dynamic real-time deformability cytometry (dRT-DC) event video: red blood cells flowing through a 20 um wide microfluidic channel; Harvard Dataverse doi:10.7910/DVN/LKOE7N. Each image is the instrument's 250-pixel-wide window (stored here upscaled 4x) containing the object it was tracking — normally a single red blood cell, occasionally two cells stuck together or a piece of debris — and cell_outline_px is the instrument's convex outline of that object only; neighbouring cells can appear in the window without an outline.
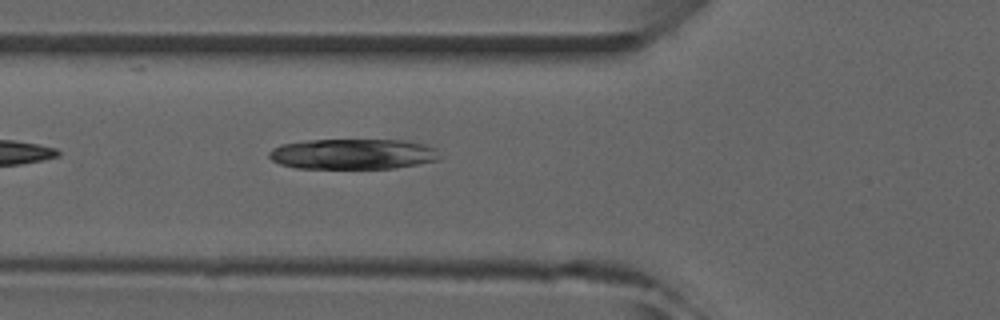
{"species": "common noctule bat (a hibernating species)", "species_latin": "Nyctalus noctula", "temperature_condition": "room temperature", "stored_images_in_passage": 5, "camera_frame_rate_fps": 3000, "um_per_image_px": 0.085, "animal": {"sex": "male", "forearm_length_mm": 52.5}, "frame": {"image": 1, "passage_image": 5, "time_ms": 4.667, "image_size_px": [1000, 320], "cell_outline_px": [[440, 156], [436, 160], [416, 164], [392, 168], [296, 168], [280, 164], [272, 160], [268, 156], [268, 152], [272, 148], [280, 144], [308, 140], [404, 140], [424, 144], [436, 148]], "centroid_in_image_um": [29.95, 13.08], "position_along_channel_um": 95.8, "area_um2": 30.23}}